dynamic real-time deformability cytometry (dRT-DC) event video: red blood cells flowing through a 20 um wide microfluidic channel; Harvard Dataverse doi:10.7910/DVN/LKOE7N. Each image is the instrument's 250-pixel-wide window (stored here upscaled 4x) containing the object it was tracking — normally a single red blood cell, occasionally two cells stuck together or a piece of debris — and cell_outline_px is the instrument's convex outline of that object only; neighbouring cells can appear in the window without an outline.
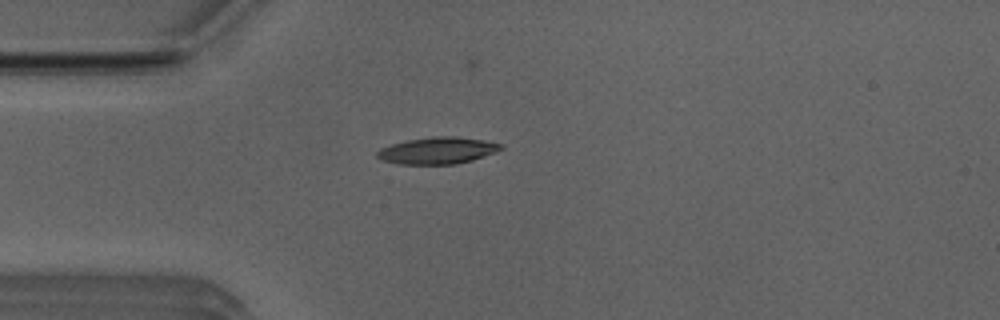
{"species": "Egyptian fruit bat (a non-hibernating species)", "species_latin": "Rousettus aegyptiacus", "temperature_condition": "room temperature", "stored_images_in_passage": 40, "camera_frame_rate_fps": 3000, "um_per_image_px": 0.085, "animal": {"sex": "male"}, "frame": {"image": 1, "passage_image": 2, "time_ms": 0.333, "image_size_px": [1000, 320], "cell_outline_px": [[504, 148], [472, 160], [456, 164], [400, 164], [380, 160], [376, 156], [376, 152], [380, 148], [392, 144], [408, 140], [436, 136], [452, 136], [484, 140], [504, 144]], "centroid_in_image_um": [37.17, 12.8], "position_along_channel_um": 47.8, "area_um2": 19.19}}
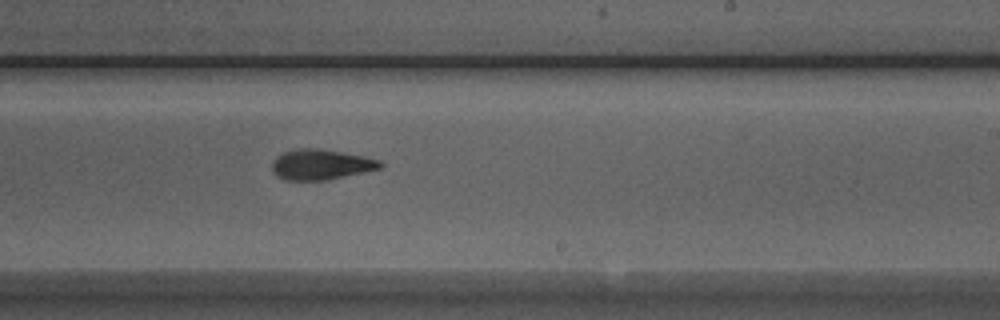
{"frame": {"image": 2, "passage_image": 19, "time_ms": 6.0, "image_size_px": [1000, 320], "cell_outline_px": [[384, 164], [380, 168], [324, 180], [284, 180], [276, 176], [272, 172], [272, 160], [280, 152], [300, 148], [316, 148], [364, 156], [380, 160]], "centroid_in_image_um": [27.2, 13.97], "position_along_channel_um": 261.8, "area_um2": 19.07}}
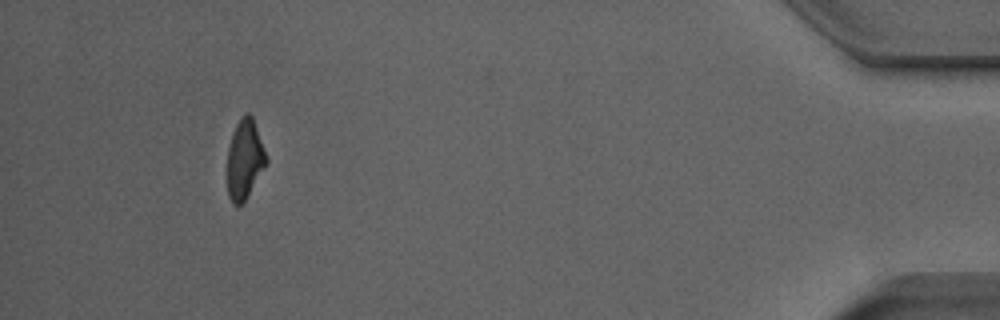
{"frame": {"image": 3, "passage_image": 36, "time_ms": 11.667, "image_size_px": [1000, 320], "cell_outline_px": [[268, 164], [244, 200], [240, 204], [232, 204], [228, 196], [228, 148], [236, 124], [248, 112], [252, 116], [268, 160]], "centroid_in_image_um": [20.81, 13.57], "position_along_channel_um": 414.4, "area_um2": 17.63}, "authors_computed_cell_mechanics": {"area_um2": 18.9873, "velocity_mm_per_s": 3.975, "shape_relaxation_time_tau1_ms": 5.0092, "shape_relaxation_time_tau2_ms": 3.5739, "deformation_change_tau1": 0.1564, "deformation_change_tau2": 0.1301}}